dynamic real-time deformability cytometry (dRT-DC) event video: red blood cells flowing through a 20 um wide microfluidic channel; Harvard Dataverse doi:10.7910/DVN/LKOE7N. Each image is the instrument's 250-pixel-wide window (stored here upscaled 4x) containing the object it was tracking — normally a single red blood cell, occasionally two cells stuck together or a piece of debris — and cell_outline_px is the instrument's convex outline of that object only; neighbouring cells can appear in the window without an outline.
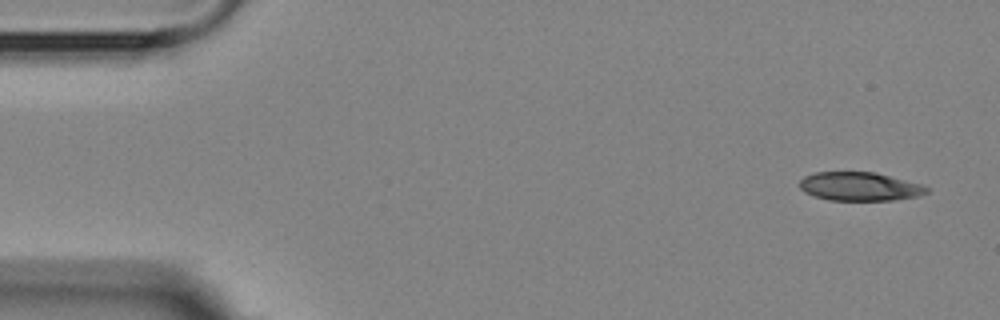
{"species": "Egyptian fruit bat (a non-hibernating species)", "species_latin": "Rousettus aegyptiacus", "temperature_condition": "room temperature", "stored_images_in_passage": 5, "camera_frame_rate_fps": 3000, "um_per_image_px": 0.085, "animal": {"sex": "female"}, "frame": {"image": 1, "passage_image": 1, "time_ms": 0.0, "image_size_px": [1000, 320], "cell_outline_px": [[928, 192], [920, 196], [892, 200], [828, 200], [804, 192], [800, 188], [800, 180], [804, 176], [816, 172], [876, 172], [920, 184], [928, 188]], "centroid_in_image_um": [73.07, 15.85], "position_along_channel_um": 11.9, "area_um2": 21.1}}
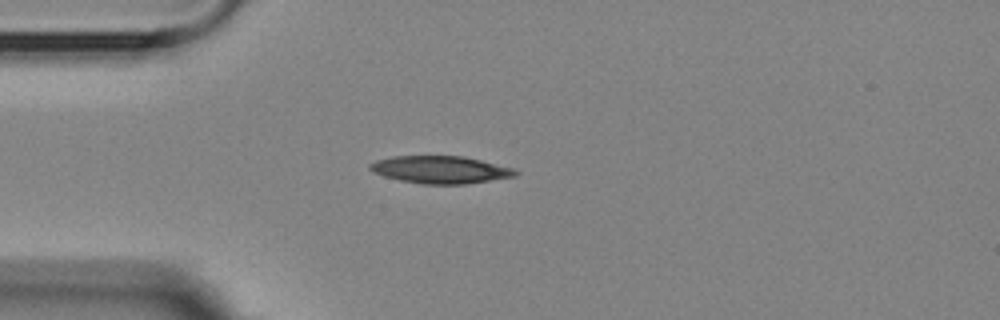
{"frame": {"image": 2, "passage_image": 4, "time_ms": 3.667, "image_size_px": [1000, 320], "cell_outline_px": [[520, 172], [516, 176], [464, 184], [424, 184], [400, 180], [384, 176], [372, 172], [368, 168], [368, 164], [376, 160], [392, 156], [464, 156], [512, 168]], "centroid_in_image_um": [37.4, 14.42], "position_along_channel_um": 47.6, "area_um2": 23.18}}